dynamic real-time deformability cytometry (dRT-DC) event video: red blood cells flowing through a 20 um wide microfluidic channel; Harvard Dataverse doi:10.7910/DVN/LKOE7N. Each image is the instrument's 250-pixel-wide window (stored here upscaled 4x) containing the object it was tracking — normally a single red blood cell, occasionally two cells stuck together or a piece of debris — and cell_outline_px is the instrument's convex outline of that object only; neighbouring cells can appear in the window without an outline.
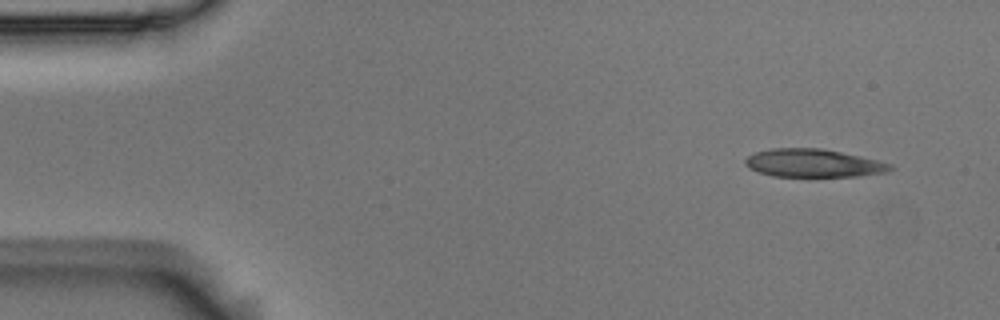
{"species": "Egyptian fruit bat (a non-hibernating species)", "species_latin": "Rousettus aegyptiacus", "temperature_condition": "room temperature", "stored_images_in_passage": 5, "camera_frame_rate_fps": 3000, "um_per_image_px": 0.085, "animal": {"sex": "male"}, "frame": {"image": 1, "passage_image": 1, "time_ms": 0.0, "image_size_px": [1000, 320], "cell_outline_px": [[896, 168], [888, 172], [856, 176], [772, 176], [748, 168], [744, 164], [744, 160], [748, 156], [756, 152], [772, 148], [820, 148], [860, 156], [892, 164]], "centroid_in_image_um": [69.14, 13.87], "position_along_channel_um": 15.9, "area_um2": 23.64}}